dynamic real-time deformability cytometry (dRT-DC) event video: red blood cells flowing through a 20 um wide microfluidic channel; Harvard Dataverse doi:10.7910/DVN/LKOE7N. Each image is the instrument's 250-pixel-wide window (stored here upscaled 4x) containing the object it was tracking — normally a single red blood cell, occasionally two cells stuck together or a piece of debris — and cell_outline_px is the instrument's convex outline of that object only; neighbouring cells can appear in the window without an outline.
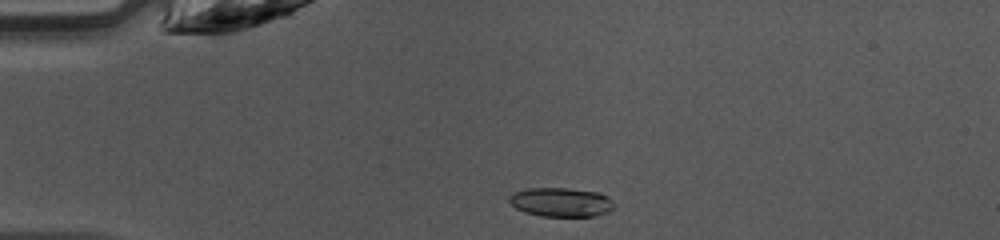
{"species": "common noctule bat (a hibernating species)", "species_latin": "Nyctalus noctula", "temperature_condition": "warm", "stored_images_in_passage": 37, "camera_frame_rate_fps": 3000, "um_per_image_px": 0.085, "animal": {"sex": "female", "body_mass_g": 10.0, "forearm_length_mm": 53.1}, "frame": {"image": 1, "passage_image": 1, "time_ms": 0.0, "image_size_px": [1000, 240], "cell_outline_px": [[616, 208], [608, 212], [596, 216], [540, 216], [524, 212], [516, 208], [508, 200], [508, 196], [512, 192], [528, 188], [568, 188], [600, 192], [608, 196], [616, 204]], "centroid_in_image_um": [47.72, 17.18], "position_along_channel_um": 37.3, "area_um2": 18.15}}
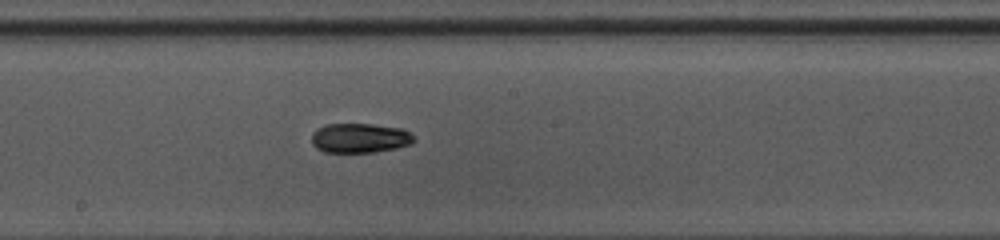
{"frame": {"image": 2, "passage_image": 16, "time_ms": 5.0, "image_size_px": [1000, 240], "cell_outline_px": [[416, 140], [412, 144], [396, 148], [372, 152], [324, 152], [316, 148], [312, 144], [312, 132], [316, 128], [324, 124], [372, 124], [404, 128], [416, 136]], "centroid_in_image_um": [30.61, 11.72], "position_along_channel_um": 217.6, "area_um2": 17.98}}
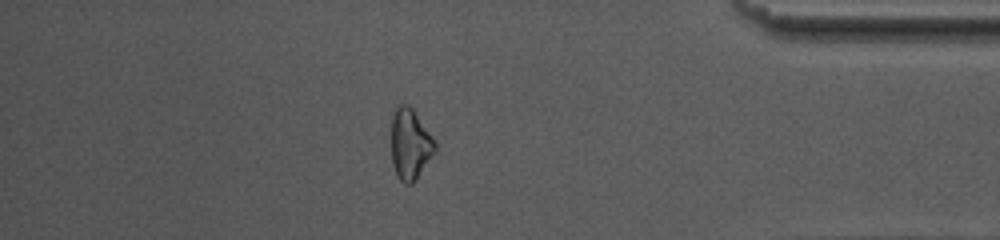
{"frame": {"image": 3, "passage_image": 31, "time_ms": 10.0, "image_size_px": [1000, 240], "cell_outline_px": [[436, 152], [416, 180], [412, 184], [404, 184], [400, 180], [392, 164], [392, 116], [396, 108], [400, 104], [408, 104], [412, 108], [436, 140]], "centroid_in_image_um": [34.89, 12.27], "position_along_channel_um": 400.3, "area_um2": 18.21}, "authors_computed_cell_mechanics": {"area_um2": 17.629, "velocity_mm_per_s": 4.2431, "shape_relaxation_time_tau1_ms": 3.7041, "shape_relaxation_time_tau2_ms": 6.6963, "deformation_change_tau1": 0.1293, "deformation_change_tau2": 0.1382}}